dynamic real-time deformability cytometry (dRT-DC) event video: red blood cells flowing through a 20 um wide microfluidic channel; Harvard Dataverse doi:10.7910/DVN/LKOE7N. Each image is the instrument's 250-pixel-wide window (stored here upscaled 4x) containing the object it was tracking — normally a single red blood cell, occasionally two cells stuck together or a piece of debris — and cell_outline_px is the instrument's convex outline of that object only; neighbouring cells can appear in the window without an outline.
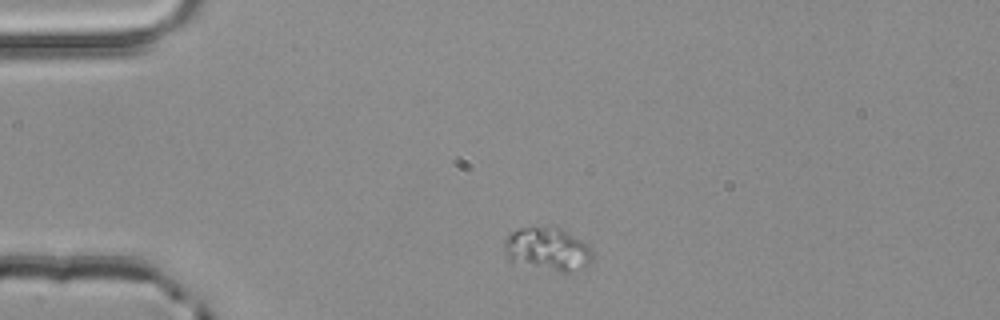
{"species": "common noctule bat (a hibernating species)", "species_latin": "Nyctalus noctula", "temperature_condition": "room temperature", "stored_images_in_passage": 2, "camera_frame_rate_fps": 3000, "um_per_image_px": 0.085, "animal": {"sex": "male", "body_mass_g": 20.4}, "frame": {"image": 1, "passage_image": 1, "time_ms": 0.0, "image_size_px": [1000, 320], "cell_outline_px": [[592, 260], [588, 264], [568, 272], [560, 272], [508, 260], [504, 244], [504, 240], [508, 232], [520, 228], [556, 228], [580, 240], [592, 248]], "centroid_in_image_um": [46.51, 21.18], "position_along_channel_um": 38.5, "area_um2": 21.44}}
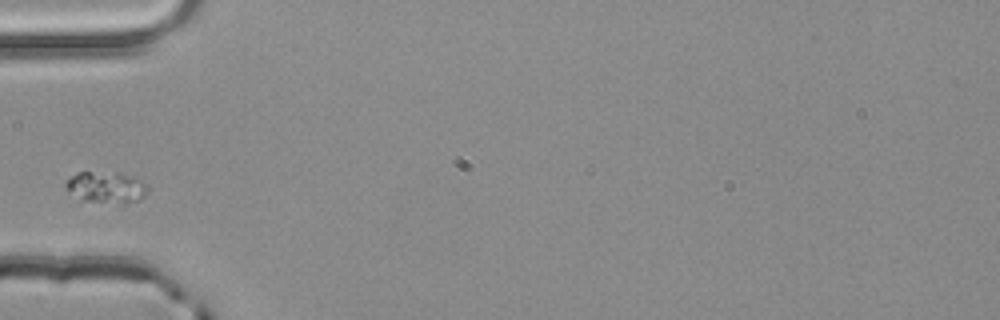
{"frame": {"image": 2, "passage_image": 2, "time_ms": 0.333, "image_size_px": [1000, 320], "cell_outline_px": [[148, 192], [140, 200], [124, 204], [80, 200], [68, 192], [64, 184], [72, 176], [80, 172], [120, 172], [140, 180], [148, 184]], "centroid_in_image_um": [9.05, 15.93], "position_along_channel_um": 75.9, "area_um2": 15.2}}